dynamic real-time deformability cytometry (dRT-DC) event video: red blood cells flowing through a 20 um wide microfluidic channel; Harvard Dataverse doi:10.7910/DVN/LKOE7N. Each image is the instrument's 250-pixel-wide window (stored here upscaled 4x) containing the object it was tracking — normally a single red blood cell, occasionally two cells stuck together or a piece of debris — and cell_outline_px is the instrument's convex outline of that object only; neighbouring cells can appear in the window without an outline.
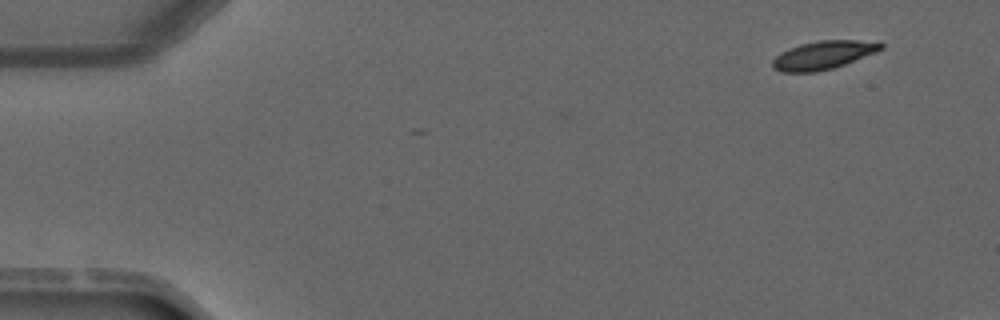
{"species": "common noctule bat (a hibernating species)", "species_latin": "Nyctalus noctula", "temperature_condition": "warm", "stored_images_in_passage": 4, "camera_frame_rate_fps": 3000, "um_per_image_px": 0.085, "animal": {"sex": "male", "forearm_length_mm": 52.5}, "frame": {"image": 1, "passage_image": 1, "time_ms": 0.0, "image_size_px": [1000, 320], "cell_outline_px": [[884, 48], [876, 52], [844, 64], [832, 68], [816, 72], [780, 72], [772, 68], [772, 60], [780, 52], [788, 48], [800, 44], [820, 40], [880, 40], [884, 44]], "centroid_in_image_um": [70.0, 4.66], "position_along_channel_um": 15.0, "area_um2": 18.15}}